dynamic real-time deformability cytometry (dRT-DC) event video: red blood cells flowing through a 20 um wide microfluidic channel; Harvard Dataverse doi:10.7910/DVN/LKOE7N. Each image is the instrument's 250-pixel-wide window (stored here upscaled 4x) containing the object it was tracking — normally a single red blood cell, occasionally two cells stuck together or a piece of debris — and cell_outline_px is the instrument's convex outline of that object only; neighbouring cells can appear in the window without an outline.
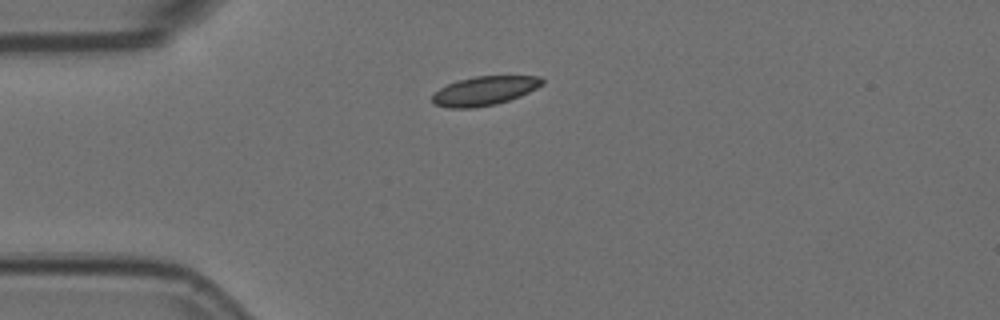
{"species": "Egyptian fruit bat (a non-hibernating species)", "species_latin": "Rousettus aegyptiacus", "temperature_condition": "room temperature", "stored_images_in_passage": 5, "camera_frame_rate_fps": 3000, "um_per_image_px": 0.085, "animal": {"sex": "female"}, "frame": {"image": 1, "passage_image": 1, "time_ms": 0.0, "image_size_px": [1000, 320], "cell_outline_px": [[544, 84], [520, 96], [496, 104], [476, 108], [448, 108], [432, 104], [432, 96], [440, 88], [456, 80], [476, 76], [540, 76], [544, 80]], "centroid_in_image_um": [41.16, 7.72], "position_along_channel_um": 43.8, "area_um2": 18.67}}
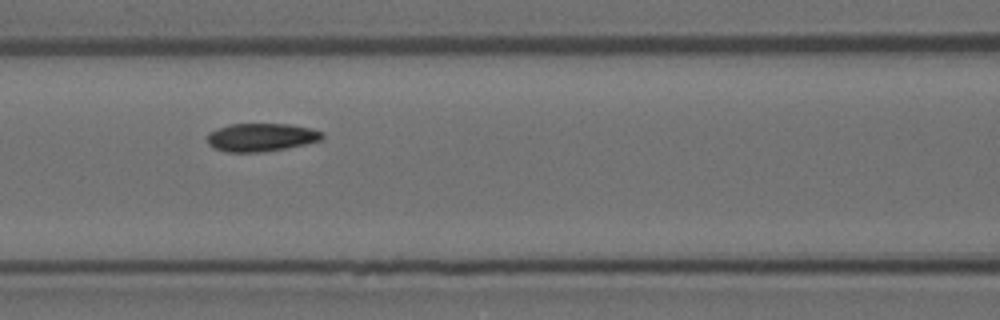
{"frame": {"image": 2, "passage_image": 4, "time_ms": 1.0, "image_size_px": [1000, 320], "cell_outline_px": [[324, 136], [320, 140], [288, 148], [260, 152], [228, 152], [216, 148], [208, 144], [208, 132], [228, 124], [288, 124], [312, 128], [324, 132]], "centroid_in_image_um": [22.22, 11.66], "position_along_channel_um": 144.4, "area_um2": 18.84}}
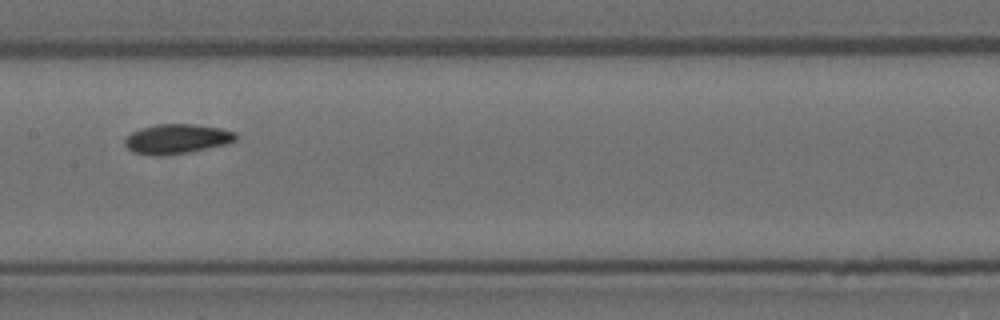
{"frame": {"image": 3, "passage_image": 5, "time_ms": 1.333, "image_size_px": [1000, 320], "cell_outline_px": [[236, 140], [228, 144], [188, 152], [156, 156], [152, 156], [132, 152], [124, 144], [124, 140], [132, 132], [140, 128], [156, 124], [192, 124], [220, 128], [236, 132]], "centroid_in_image_um": [15.02, 11.81], "position_along_channel_um": 192.4, "area_um2": 19.19}}